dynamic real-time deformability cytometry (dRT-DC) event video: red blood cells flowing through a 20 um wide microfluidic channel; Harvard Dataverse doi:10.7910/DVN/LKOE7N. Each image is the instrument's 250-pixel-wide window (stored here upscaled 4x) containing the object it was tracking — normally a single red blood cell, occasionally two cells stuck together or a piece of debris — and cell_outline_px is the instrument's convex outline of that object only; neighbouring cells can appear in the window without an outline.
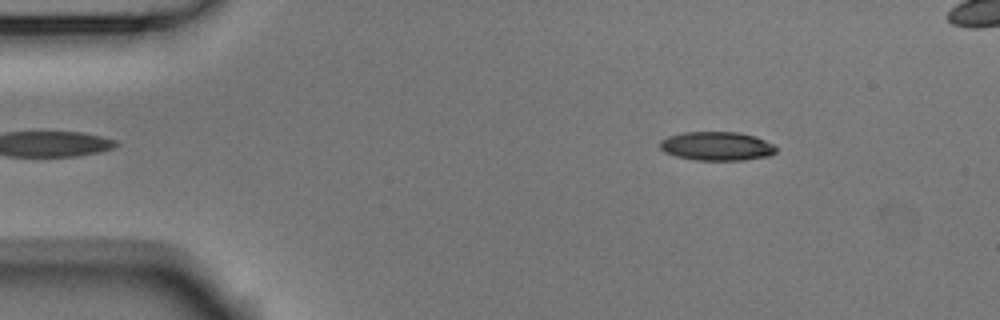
{"species": "Egyptian fruit bat (a non-hibernating species)", "species_latin": "Rousettus aegyptiacus", "temperature_condition": "room temperature", "stored_images_in_passage": 47, "camera_frame_rate_fps": 3000, "um_per_image_px": 0.085, "animal": {"sex": "male"}, "frame": {"image": 1, "passage_image": 1, "time_ms": 0.0, "image_size_px": [1000, 320], "cell_outline_px": [[776, 152], [772, 156], [744, 160], [696, 160], [676, 156], [664, 152], [660, 148], [660, 140], [668, 136], [684, 132], [740, 132], [756, 136], [776, 144]], "centroid_in_image_um": [60.98, 12.42], "position_along_channel_um": 24.0, "area_um2": 19.83}}
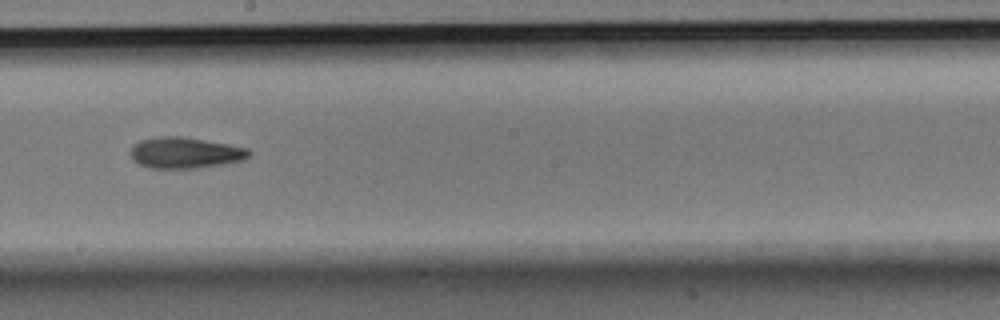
{"frame": {"image": 2, "passage_image": 23, "time_ms": 7.333, "image_size_px": [1000, 320], "cell_outline_px": [[252, 152], [244, 160], [224, 164], [196, 168], [152, 168], [140, 164], [132, 160], [128, 152], [132, 144], [140, 140], [156, 136], [180, 136], [228, 144], [248, 148]], "centroid_in_image_um": [15.69, 12.98], "position_along_channel_um": 232.5, "area_um2": 21.68}}
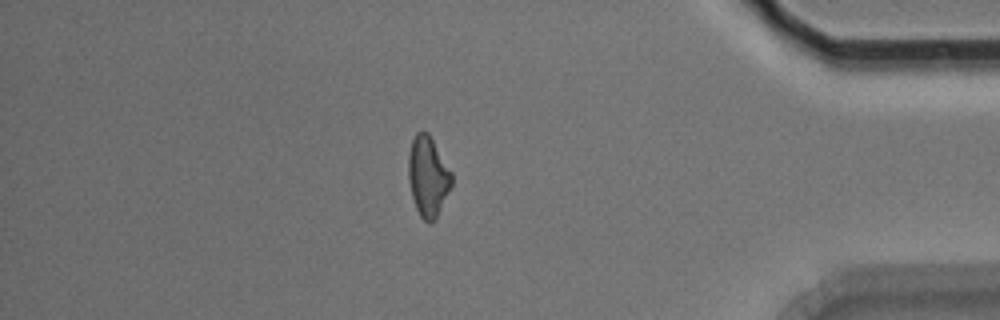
{"frame": {"image": 3, "passage_image": 39, "time_ms": 12.667, "image_size_px": [1000, 320], "cell_outline_px": [[452, 184], [436, 220], [432, 224], [428, 224], [420, 216], [416, 208], [412, 196], [408, 180], [408, 156], [412, 140], [416, 132], [424, 128], [428, 132], [452, 172]], "centroid_in_image_um": [36.37, 14.99], "position_along_channel_um": 398.8, "area_um2": 20.52}, "authors_computed_cell_mechanics": {"area_um2": 20.5768, "velocity_mm_per_s": 3.7748, "shape_relaxation_time_tau1_ms": null, "shape_relaxation_time_tau2_ms": 8.2637, "deformation_change_tau1": null, "deformation_change_tau2": 0.1962}}